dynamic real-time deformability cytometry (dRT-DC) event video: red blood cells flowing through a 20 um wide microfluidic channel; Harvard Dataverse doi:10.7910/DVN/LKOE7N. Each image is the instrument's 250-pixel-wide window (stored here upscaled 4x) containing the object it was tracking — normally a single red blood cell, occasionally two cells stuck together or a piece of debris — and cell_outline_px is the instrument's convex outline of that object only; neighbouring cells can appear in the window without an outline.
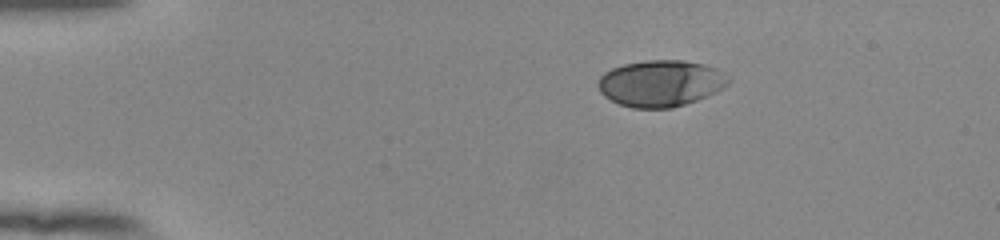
{"species": "human", "species_latin": "Homo sapiens", "temperature_condition": "room temperature", "stored_images_in_passage": 45, "camera_frame_rate_fps": 3000, "um_per_image_px": 0.085, "donor": {"sex": "female"}, "frame": {"image": 1, "passage_image": 1, "time_ms": 0.0, "image_size_px": [1000, 240], "cell_outline_px": [[732, 80], [728, 84], [716, 92], [696, 100], [672, 108], [632, 108], [620, 104], [604, 96], [600, 92], [596, 84], [600, 76], [604, 72], [612, 68], [624, 64], [648, 60], [684, 60], [704, 64], [716, 68], [732, 76]], "centroid_in_image_um": [56.18, 7.07], "position_along_channel_um": 28.8, "area_um2": 35.55}}
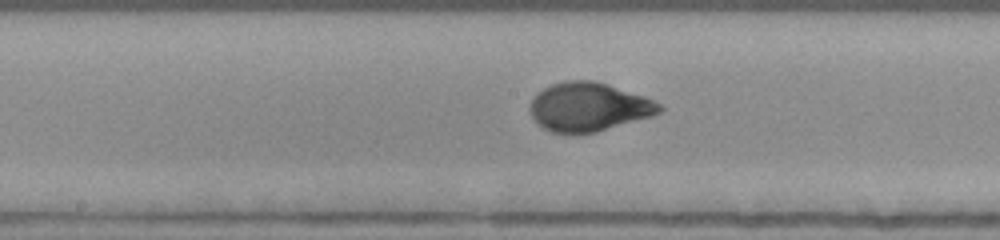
{"frame": {"image": 2, "passage_image": 20, "time_ms": 6.333, "image_size_px": [1000, 240], "cell_outline_px": [[664, 108], [660, 112], [652, 116], [596, 132], [576, 136], [552, 132], [544, 128], [532, 116], [528, 108], [536, 92], [552, 84], [564, 80], [592, 80], [608, 84], [644, 96], [660, 104]], "centroid_in_image_um": [50.01, 9.1], "position_along_channel_um": 198.2, "area_um2": 37.11}}
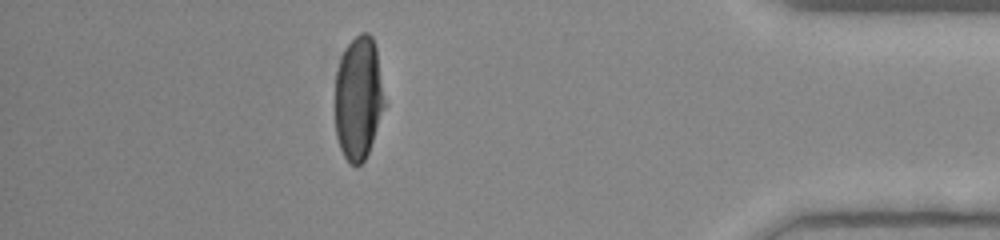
{"frame": {"image": 3, "passage_image": 39, "time_ms": 12.667, "image_size_px": [1000, 240], "cell_outline_px": [[388, 104], [368, 152], [364, 160], [356, 168], [344, 156], [340, 148], [336, 136], [336, 72], [340, 60], [348, 44], [360, 32], [368, 32], [372, 36], [376, 48]], "centroid_in_image_um": [30.52, 8.34], "position_along_channel_um": 404.7, "area_um2": 36.18}, "authors_computed_cell_mechanics": {"area_um2": 36.1828, "velocity_mm_per_s": 3.8591, "shape_relaxation_time_tau1_ms": 4.0186, "shape_relaxation_time_tau2_ms": null, "deformation_change_tau1": 0.197, "deformation_change_tau2": null}}